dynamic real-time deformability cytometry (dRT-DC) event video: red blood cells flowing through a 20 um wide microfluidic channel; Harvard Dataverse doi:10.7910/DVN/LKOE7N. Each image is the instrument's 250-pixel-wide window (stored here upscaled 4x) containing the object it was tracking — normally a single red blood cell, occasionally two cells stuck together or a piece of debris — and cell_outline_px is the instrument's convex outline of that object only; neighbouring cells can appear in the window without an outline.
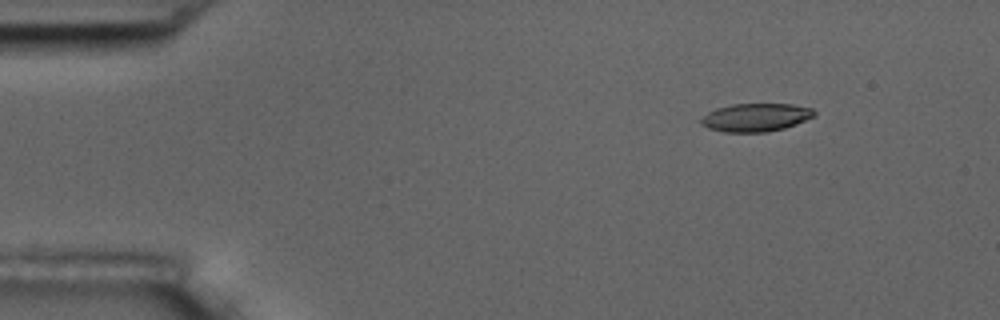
{"species": "common noctule bat (a hibernating species)", "species_latin": "Nyctalus noctula", "temperature_condition": "room temperature", "stored_images_in_passage": 10, "camera_frame_rate_fps": 3000, "um_per_image_px": 0.085, "animal": {"sex": "male", "body_mass_g": 17.5, "forearm_length_mm": 52.3}, "frame": {"image": 1, "passage_image": 1, "time_ms": 0.0, "image_size_px": [1000, 320], "cell_outline_px": [[816, 116], [796, 124], [784, 128], [768, 132], [724, 132], [708, 128], [700, 120], [708, 112], [716, 108], [732, 104], [792, 104], [812, 108], [816, 112]], "centroid_in_image_um": [64.28, 9.98], "position_along_channel_um": 20.7, "area_um2": 18.55}}
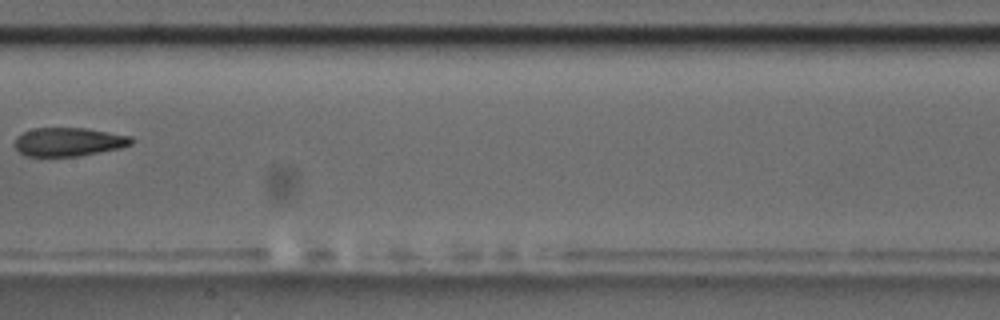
{"frame": {"image": 2, "passage_image": 7, "time_ms": 7.333, "image_size_px": [1000, 320], "cell_outline_px": [[136, 140], [132, 144], [120, 148], [76, 156], [24, 156], [16, 148], [16, 136], [32, 128], [88, 128], [132, 136]], "centroid_in_image_um": [5.87, 12.05], "position_along_channel_um": 201.5, "area_um2": 19.48}}
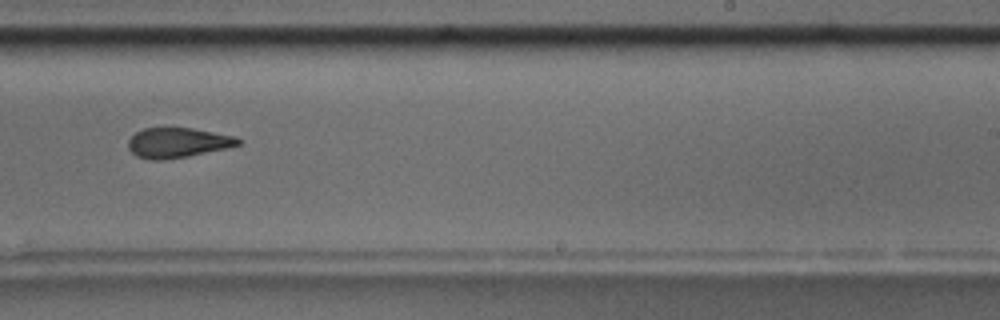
{"frame": {"image": 3, "passage_image": 9, "time_ms": 9.333, "image_size_px": [1000, 320], "cell_outline_px": [[240, 144], [228, 148], [188, 156], [160, 160], [148, 160], [136, 156], [128, 148], [128, 140], [136, 132], [144, 128], [192, 128], [236, 136], [240, 140]], "centroid_in_image_um": [15.09, 12.13], "position_along_channel_um": 273.9, "area_um2": 19.19}}